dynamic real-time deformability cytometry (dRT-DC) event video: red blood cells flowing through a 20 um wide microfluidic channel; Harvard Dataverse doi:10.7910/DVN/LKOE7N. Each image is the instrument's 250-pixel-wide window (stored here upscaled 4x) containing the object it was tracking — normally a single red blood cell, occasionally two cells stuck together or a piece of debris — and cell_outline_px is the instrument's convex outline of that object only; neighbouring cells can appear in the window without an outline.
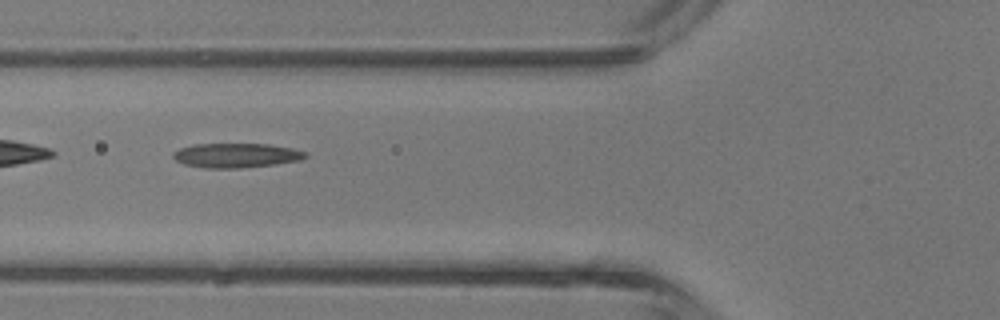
{"species": "common noctule bat (a hibernating species)", "species_latin": "Nyctalus noctula", "temperature_condition": "room temperature", "stored_images_in_passage": 43, "camera_frame_rate_fps": 3000, "um_per_image_px": 0.085, "animal": {"sex": "male", "body_mass_g": 13.3}, "frame": {"image": 1, "passage_image": 16, "time_ms": 5.0, "image_size_px": [1000, 320], "cell_outline_px": [[308, 156], [300, 160], [276, 164], [240, 168], [204, 168], [184, 164], [176, 160], [172, 156], [172, 152], [180, 148], [192, 144], [268, 144], [292, 148], [308, 152]], "centroid_in_image_um": [20.08, 13.21], "position_along_channel_um": 105.7, "area_um2": 18.96}}
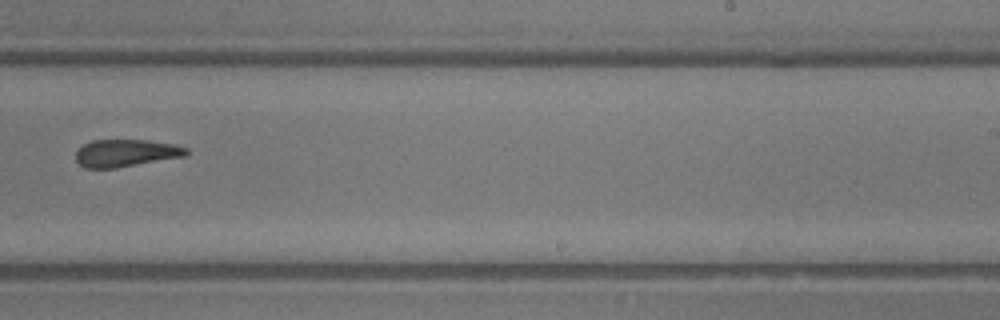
{"frame": {"image": 2, "passage_image": 27, "time_ms": 8.667, "image_size_px": [1000, 320], "cell_outline_px": [[188, 156], [116, 168], [84, 168], [76, 160], [76, 148], [92, 140], [144, 140], [172, 144], [188, 148]], "centroid_in_image_um": [10.69, 13.01], "position_along_channel_um": 278.3, "area_um2": 17.74}}
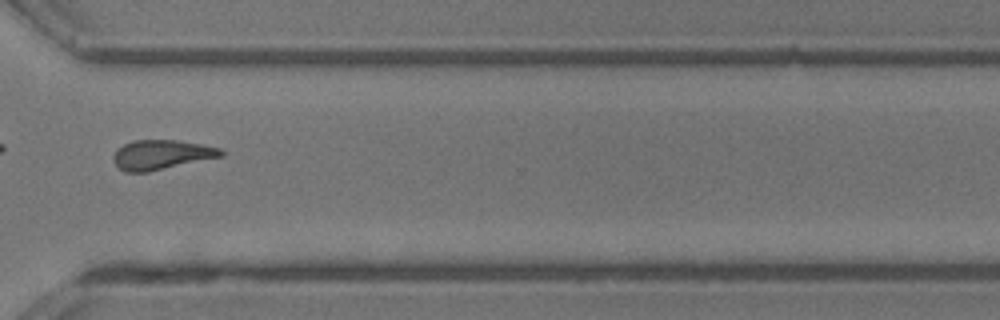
{"frame": {"image": 3, "passage_image": 32, "time_ms": 10.333, "image_size_px": [1000, 320], "cell_outline_px": [[224, 156], [148, 172], [124, 172], [112, 160], [112, 156], [116, 148], [124, 144], [136, 140], [176, 140], [200, 144], [220, 148], [224, 152]], "centroid_in_image_um": [13.7, 13.15], "position_along_channel_um": 356.9, "area_um2": 18.61}, "authors_computed_cell_mechanics": {"area_um2": 18.7272, "velocity_mm_per_s": 4.7118, "shape_relaxation_time_tau1_ms": 4.4975, "shape_relaxation_time_tau2_ms": 2.4004, "deformation_change_tau1": 0.139, "deformation_change_tau2": 0.094}}